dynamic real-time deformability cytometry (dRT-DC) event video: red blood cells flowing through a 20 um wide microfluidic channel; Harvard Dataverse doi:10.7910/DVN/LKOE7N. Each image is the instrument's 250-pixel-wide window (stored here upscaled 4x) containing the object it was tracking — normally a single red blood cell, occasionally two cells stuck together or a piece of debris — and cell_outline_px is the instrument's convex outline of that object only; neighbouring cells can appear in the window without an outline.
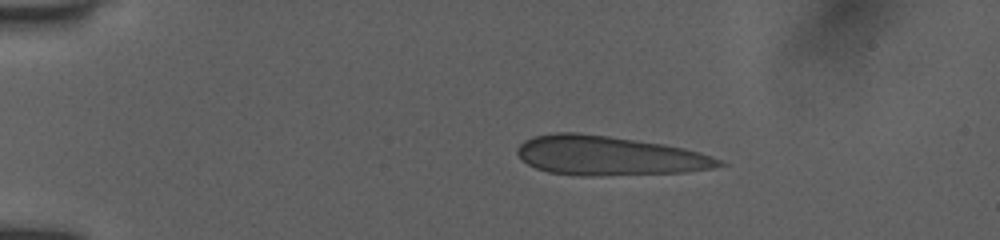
{"species": "human", "species_latin": "Homo sapiens", "temperature_condition": "room temperature", "stored_images_in_passage": 17, "camera_frame_rate_fps": 3000, "um_per_image_px": 0.085, "donor": {"sex": "female"}, "frame": {"image": 1, "passage_image": 4, "time_ms": 2.333, "image_size_px": [1000, 240], "cell_outline_px": [[728, 164], [712, 168], [684, 172], [596, 176], [580, 176], [548, 172], [536, 168], [528, 164], [516, 152], [516, 148], [524, 140], [532, 136], [556, 132], [576, 132], [608, 136], [664, 144], [684, 148], [700, 152], [724, 160]], "centroid_in_image_um": [51.76, 13.23], "position_along_channel_um": 33.2, "area_um2": 46.41}}
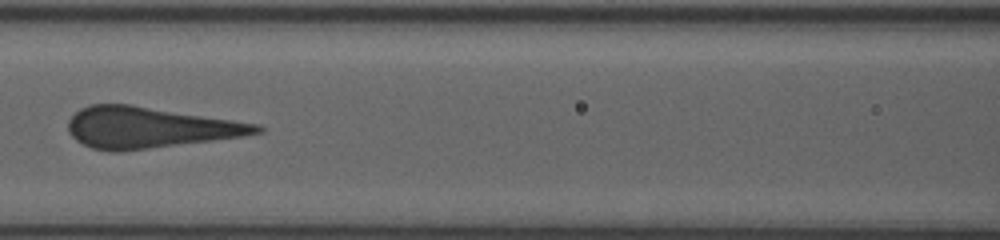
{"frame": {"image": 2, "passage_image": 10, "time_ms": 7.0, "image_size_px": [1000, 240], "cell_outline_px": [[264, 132], [244, 136], [116, 152], [112, 152], [92, 148], [76, 140], [68, 132], [68, 120], [80, 108], [88, 104], [132, 104], [260, 124], [264, 128]], "centroid_in_image_um": [12.69, 10.82], "position_along_channel_um": 153.9, "area_um2": 44.97}}
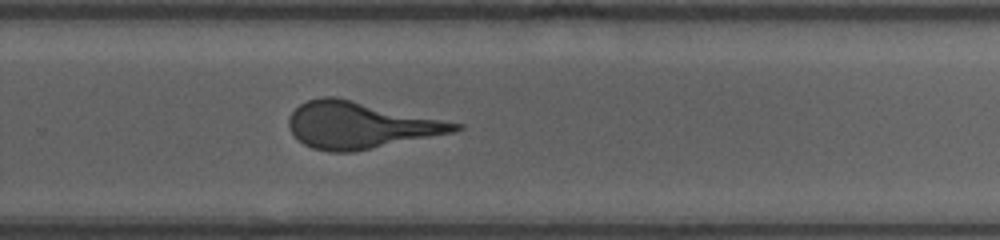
{"frame": {"image": 3, "passage_image": 17, "time_ms": 10.667, "image_size_px": [1000, 240], "cell_outline_px": [[464, 128], [452, 132], [352, 152], [328, 152], [312, 148], [304, 144], [288, 128], [288, 116], [300, 104], [308, 100], [320, 96], [336, 96], [464, 124]], "centroid_in_image_um": [30.58, 10.62], "position_along_channel_um": 299.2, "area_um2": 44.97}}